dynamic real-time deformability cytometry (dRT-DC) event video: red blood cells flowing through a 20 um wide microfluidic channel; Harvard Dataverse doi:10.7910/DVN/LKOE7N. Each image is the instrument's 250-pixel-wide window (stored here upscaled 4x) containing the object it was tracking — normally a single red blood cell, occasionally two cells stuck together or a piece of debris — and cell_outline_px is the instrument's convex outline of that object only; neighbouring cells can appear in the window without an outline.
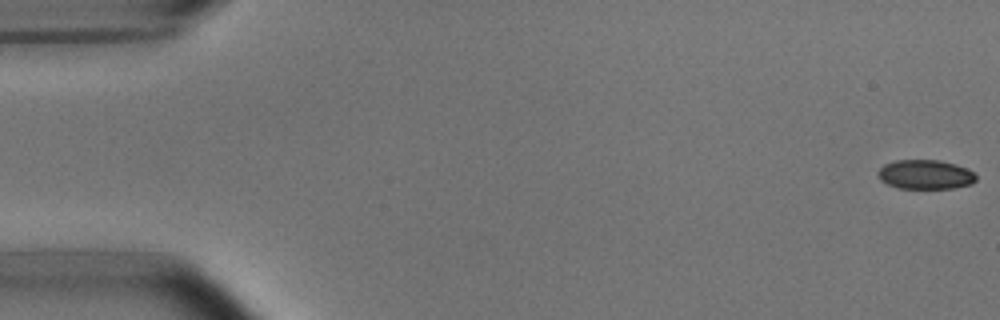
{"species": "common noctule bat (a hibernating species)", "species_latin": "Nyctalus noctula", "temperature_condition": "room temperature", "stored_images_in_passage": 52, "camera_frame_rate_fps": 3000, "um_per_image_px": 0.085, "animal": {"sex": "male", "body_mass_g": 15.6}, "frame": {"image": 1, "passage_image": 1, "time_ms": 0.0, "image_size_px": [1000, 320], "cell_outline_px": [[976, 180], [972, 184], [952, 188], [900, 188], [888, 184], [880, 180], [880, 168], [884, 164], [896, 160], [940, 160], [956, 164], [972, 172], [976, 176]], "centroid_in_image_um": [78.67, 14.83], "position_along_channel_um": 6.3, "area_um2": 16.53}}
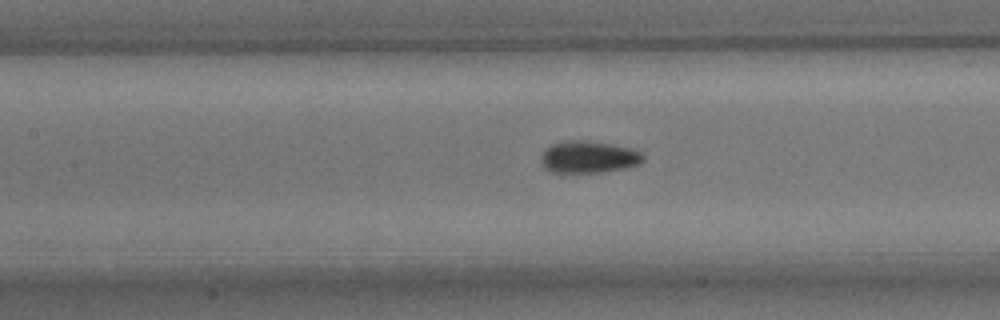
{"frame": {"image": 2, "passage_image": 24, "time_ms": 7.667, "image_size_px": [1000, 320], "cell_outline_px": [[644, 160], [640, 164], [624, 168], [600, 172], [548, 172], [544, 168], [540, 160], [540, 156], [544, 148], [552, 144], [564, 140], [584, 140], [612, 144], [628, 148], [640, 152], [644, 156]], "centroid_in_image_um": [49.97, 13.34], "position_along_channel_um": 157.4, "area_um2": 19.19}}
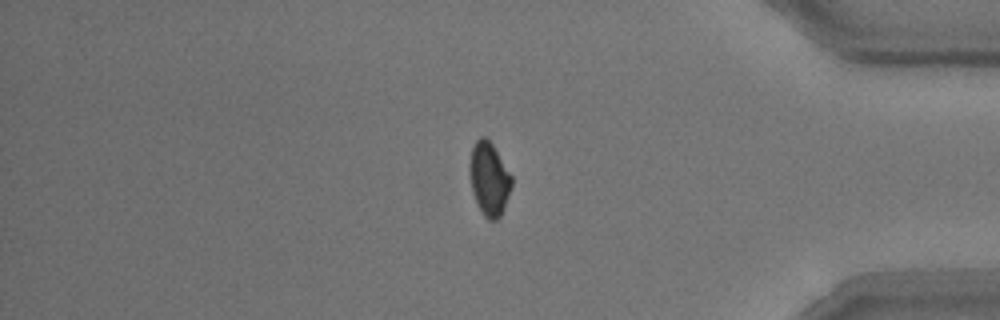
{"frame": {"image": 3, "passage_image": 45, "time_ms": 14.667, "image_size_px": [1000, 320], "cell_outline_px": [[512, 188], [504, 208], [500, 216], [496, 220], [488, 220], [484, 216], [472, 192], [468, 172], [468, 168], [472, 148], [476, 140], [480, 136], [484, 136], [492, 144], [512, 176]], "centroid_in_image_um": [41.57, 15.2], "position_along_channel_um": 393.6, "area_um2": 17.98}, "authors_computed_cell_mechanics": {"area_um2": 18.1492, "velocity_mm_per_s": 3.7713, "shape_relaxation_time_tau1_ms": 3.4793, "shape_relaxation_time_tau2_ms": null, "deformation_change_tau1": 0.0845, "deformation_change_tau2": null}}